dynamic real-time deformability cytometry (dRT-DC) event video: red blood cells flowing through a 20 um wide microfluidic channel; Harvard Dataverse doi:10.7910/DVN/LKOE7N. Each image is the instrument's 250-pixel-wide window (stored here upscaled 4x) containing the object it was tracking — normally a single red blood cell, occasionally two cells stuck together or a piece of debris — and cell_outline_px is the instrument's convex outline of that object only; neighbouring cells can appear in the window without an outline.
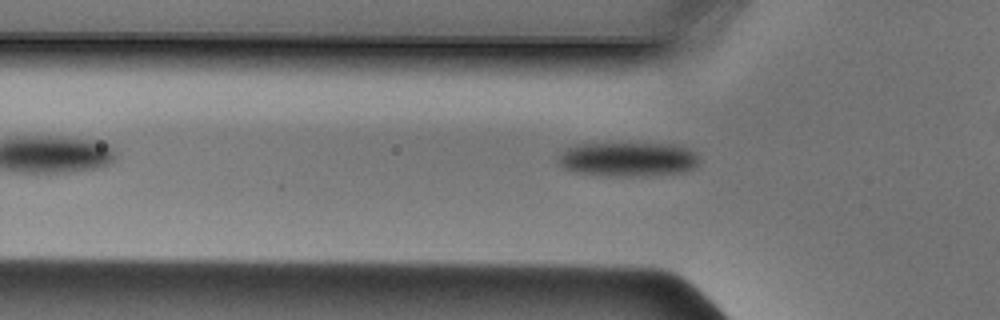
{"species": "Egyptian fruit bat (a non-hibernating species)", "species_latin": "Rousettus aegyptiacus", "temperature_condition": "cold", "stored_images_in_passage": 33, "camera_frame_rate_fps": 3000, "um_per_image_px": 0.085, "animal": {"sex": "male"}, "frame": {"image": 1, "passage_image": 9, "time_ms": 2.667, "image_size_px": [1000, 320], "cell_outline_px": [[700, 164], [684, 172], [652, 176], [604, 176], [576, 172], [564, 168], [556, 160], [568, 148], [580, 144], [672, 144], [688, 148], [696, 152], [700, 156]], "centroid_in_image_um": [53.46, 13.56], "position_along_channel_um": 72.3, "area_um2": 28.38}}
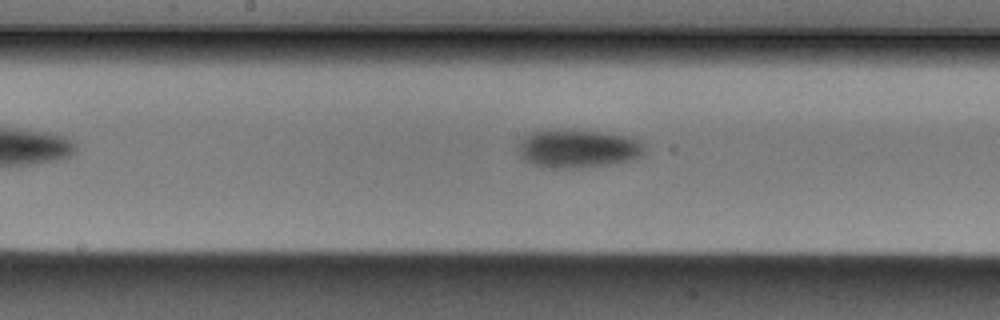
{"frame": {"image": 2, "passage_image": 18, "time_ms": 5.667, "image_size_px": [1000, 320], "cell_outline_px": [[644, 152], [640, 156], [632, 160], [608, 164], [568, 168], [544, 168], [532, 164], [524, 160], [520, 156], [516, 148], [520, 140], [524, 136], [532, 132], [560, 128], [568, 128], [632, 136], [644, 144]], "centroid_in_image_um": [49.07, 12.61], "position_along_channel_um": 199.1, "area_um2": 28.73}}
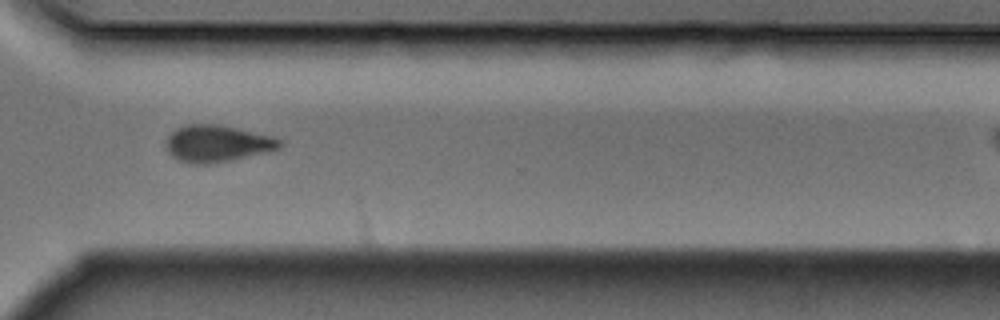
{"frame": {"image": 3, "passage_image": 29, "time_ms": 9.333, "image_size_px": [1000, 320], "cell_outline_px": [[284, 144], [280, 148], [272, 152], [208, 164], [192, 164], [180, 160], [172, 156], [168, 152], [164, 144], [168, 136], [176, 128], [188, 124], [216, 124], [236, 128], [272, 136], [284, 140]], "centroid_in_image_um": [18.5, 12.21], "position_along_channel_um": 352.1, "area_um2": 24.62}}